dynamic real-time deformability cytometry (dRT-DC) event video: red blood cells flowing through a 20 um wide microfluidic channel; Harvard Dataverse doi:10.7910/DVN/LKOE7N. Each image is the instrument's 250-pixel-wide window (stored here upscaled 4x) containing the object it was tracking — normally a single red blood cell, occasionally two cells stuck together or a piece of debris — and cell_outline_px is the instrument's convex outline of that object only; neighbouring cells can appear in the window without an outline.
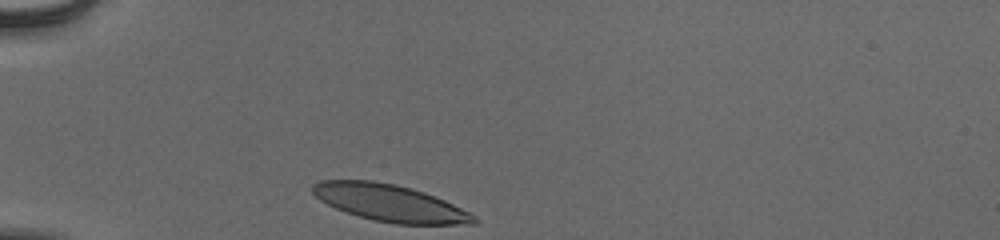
{"species": "human", "species_latin": "Homo sapiens", "temperature_condition": "cold", "stored_images_in_passage": 30, "camera_frame_rate_fps": 3000, "um_per_image_px": 0.085, "donor": {"sex": "male"}, "frame": {"image": 1, "passage_image": 1, "time_ms": 0.0, "image_size_px": [1000, 240], "cell_outline_px": [[476, 224], [396, 224], [372, 220], [344, 212], [320, 200], [312, 192], [312, 184], [320, 180], [372, 180], [396, 184], [412, 188], [424, 192], [444, 200], [476, 216]], "centroid_in_image_um": [33.1, 17.25], "position_along_channel_um": 51.9, "area_um2": 34.62}}
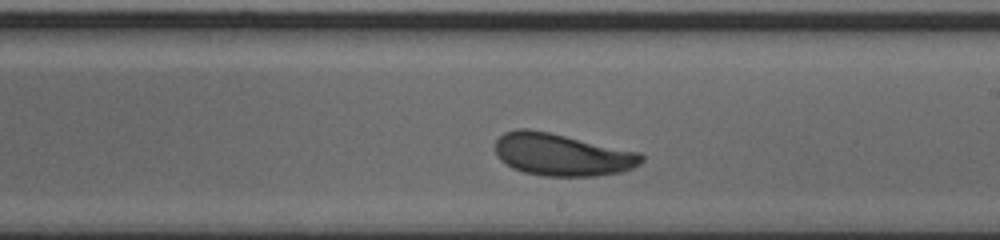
{"frame": {"image": 2, "passage_image": 18, "time_ms": 5.667, "image_size_px": [1000, 240], "cell_outline_px": [[644, 160], [640, 164], [624, 172], [596, 176], [544, 176], [524, 172], [512, 168], [500, 160], [496, 156], [496, 140], [504, 132], [516, 128], [528, 128], [548, 132], [640, 152], [644, 156]], "centroid_in_image_um": [47.77, 13.15], "position_along_channel_um": 241.2, "area_um2": 36.24}}
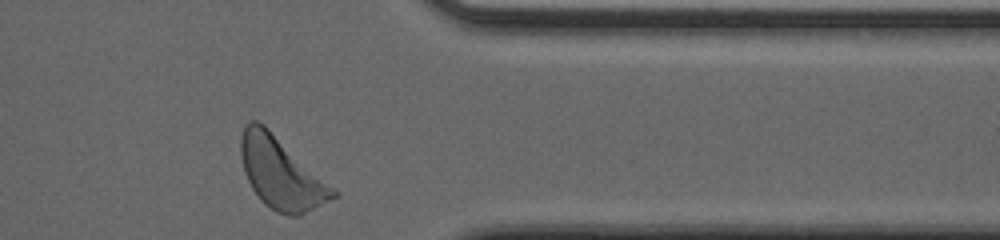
{"frame": {"image": 3, "passage_image": 30, "time_ms": 9.667, "image_size_px": [1000, 240], "cell_outline_px": [[340, 196], [296, 216], [288, 216], [276, 212], [264, 204], [260, 200], [252, 188], [244, 172], [240, 156], [240, 136], [244, 128], [252, 120], [256, 120], [264, 124], [332, 188]], "centroid_in_image_um": [23.83, 14.73], "position_along_channel_um": 387.6, "area_um2": 37.51}, "authors_computed_cell_mechanics": {"area_um2": 35.7204, "velocity_mm_per_s": 3.8266, "shape_relaxation_time_tau1_ms": 2.202, "shape_relaxation_time_tau2_ms": null, "deformation_change_tau1": 0.1378, "deformation_change_tau2": null}}